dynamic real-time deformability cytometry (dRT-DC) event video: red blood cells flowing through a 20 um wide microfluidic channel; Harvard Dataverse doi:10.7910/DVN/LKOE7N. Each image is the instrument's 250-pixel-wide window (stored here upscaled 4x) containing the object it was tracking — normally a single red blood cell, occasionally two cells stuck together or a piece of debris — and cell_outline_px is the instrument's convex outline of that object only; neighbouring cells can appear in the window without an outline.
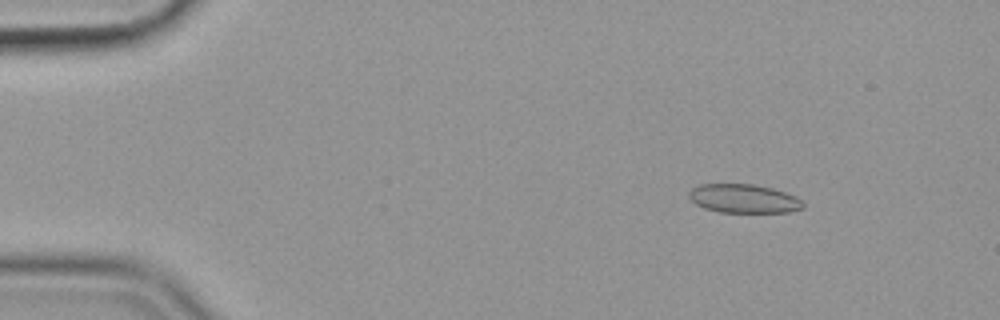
{"species": "common noctule bat (a hibernating species)", "species_latin": "Nyctalus noctula", "temperature_condition": "cold", "stored_images_in_passage": 56, "camera_frame_rate_fps": 3000, "um_per_image_px": 0.085, "animal": {"sex": "female", "body_mass_g": 19.9}, "frame": {"image": 1, "passage_image": 7, "time_ms": 2.0, "image_size_px": [1000, 320], "cell_outline_px": [[804, 208], [788, 212], [720, 212], [704, 208], [696, 204], [688, 196], [688, 192], [692, 188], [700, 184], [752, 184], [772, 188], [796, 196], [804, 204]], "centroid_in_image_um": [63.21, 16.88], "position_along_channel_um": 21.8, "area_um2": 19.07}}
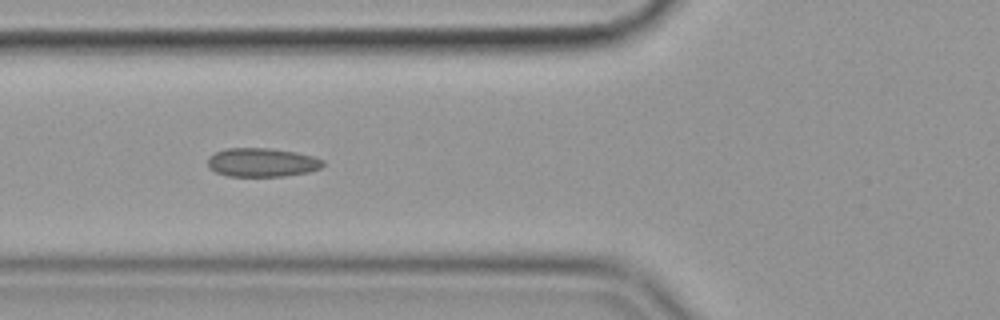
{"frame": {"image": 2, "passage_image": 21, "time_ms": 6.667, "image_size_px": [1000, 320], "cell_outline_px": [[324, 164], [320, 168], [308, 172], [284, 176], [228, 176], [216, 172], [208, 168], [208, 160], [216, 152], [228, 148], [268, 148], [292, 152], [312, 156], [324, 160]], "centroid_in_image_um": [22.27, 13.81], "position_along_channel_um": 103.5, "area_um2": 19.07}}
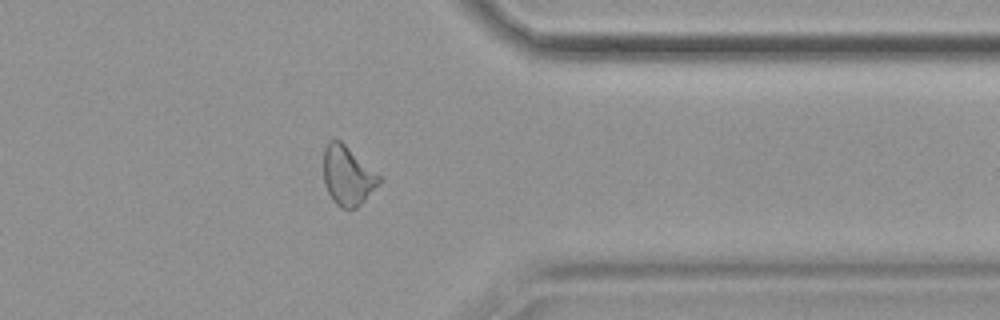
{"frame": {"image": 3, "passage_image": 45, "time_ms": 14.667, "image_size_px": [1000, 320], "cell_outline_px": [[380, 184], [356, 208], [340, 208], [332, 200], [324, 184], [324, 148], [328, 140], [340, 140], [380, 176]], "centroid_in_image_um": [29.53, 14.94], "position_along_channel_um": 381.9, "area_um2": 18.96}, "authors_computed_cell_mechanics": {"area_um2": 19.2763, "velocity_mm_per_s": 3.5732, "shape_relaxation_time_tau1_ms": null, "shape_relaxation_time_tau2_ms": 2.1653, "deformation_change_tau1": null, "deformation_change_tau2": 0.075}}